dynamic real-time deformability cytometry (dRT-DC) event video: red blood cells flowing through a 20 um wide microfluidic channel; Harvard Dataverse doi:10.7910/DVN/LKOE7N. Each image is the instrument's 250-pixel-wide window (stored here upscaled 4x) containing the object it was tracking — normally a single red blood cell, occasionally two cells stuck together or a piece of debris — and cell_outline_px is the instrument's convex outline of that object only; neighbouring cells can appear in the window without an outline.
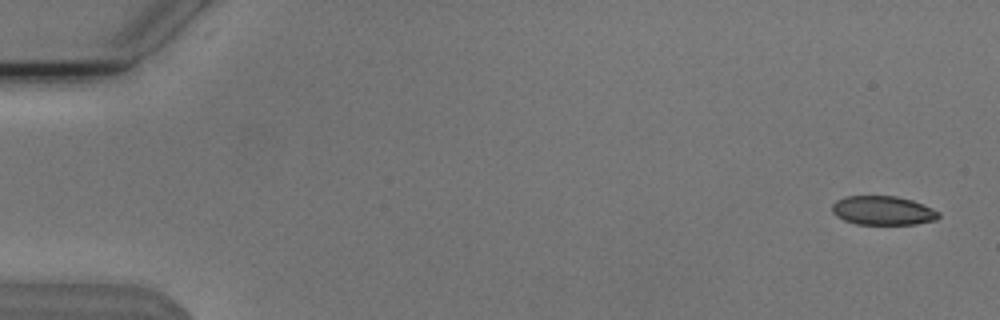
{"species": "Egyptian fruit bat (a non-hibernating species)", "species_latin": "Rousettus aegyptiacus", "temperature_condition": "cold", "stored_images_in_passage": 51, "camera_frame_rate_fps": 3000, "um_per_image_px": 0.085, "animal": {"sex": "male"}, "frame": {"image": 1, "passage_image": 1, "time_ms": 0.0, "image_size_px": [1000, 320], "cell_outline_px": [[940, 216], [936, 220], [916, 224], [856, 224], [844, 220], [836, 216], [832, 212], [832, 204], [836, 200], [844, 196], [896, 196], [912, 200], [932, 208], [940, 212]], "centroid_in_image_um": [75.04, 17.89], "position_along_channel_um": 10.0, "area_um2": 18.09}}
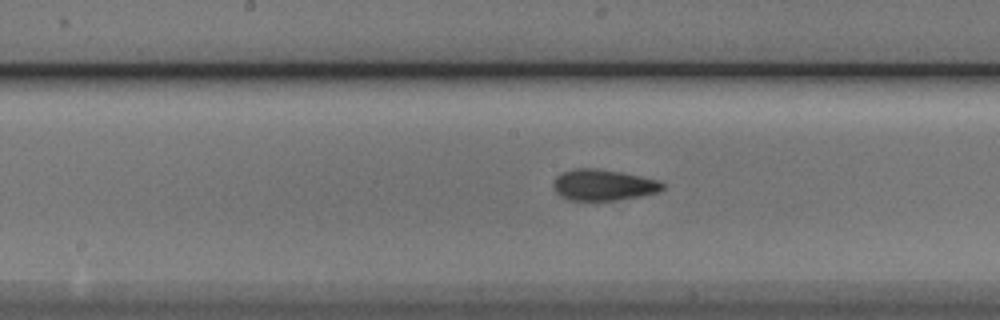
{"frame": {"image": 2, "passage_image": 27, "time_ms": 8.667, "image_size_px": [1000, 320], "cell_outline_px": [[664, 188], [660, 192], [640, 196], [612, 200], [568, 200], [560, 196], [552, 188], [552, 180], [556, 176], [564, 172], [576, 168], [596, 168], [620, 172], [660, 180], [664, 184]], "centroid_in_image_um": [51.26, 15.72], "position_along_channel_um": 196.9, "area_um2": 19.88}}
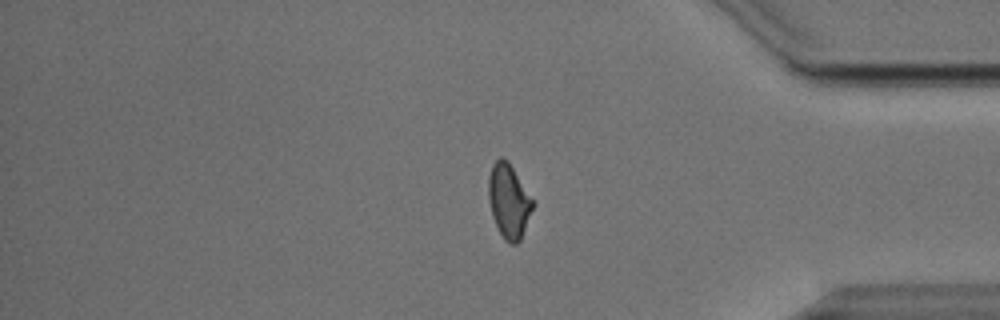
{"frame": {"image": 3, "passage_image": 44, "time_ms": 14.333, "image_size_px": [1000, 320], "cell_outline_px": [[536, 204], [520, 240], [516, 244], [508, 244], [504, 240], [492, 216], [488, 200], [488, 176], [492, 164], [500, 156], [508, 160]], "centroid_in_image_um": [43.25, 17.08], "position_along_channel_um": 391.9, "area_um2": 19.42}}